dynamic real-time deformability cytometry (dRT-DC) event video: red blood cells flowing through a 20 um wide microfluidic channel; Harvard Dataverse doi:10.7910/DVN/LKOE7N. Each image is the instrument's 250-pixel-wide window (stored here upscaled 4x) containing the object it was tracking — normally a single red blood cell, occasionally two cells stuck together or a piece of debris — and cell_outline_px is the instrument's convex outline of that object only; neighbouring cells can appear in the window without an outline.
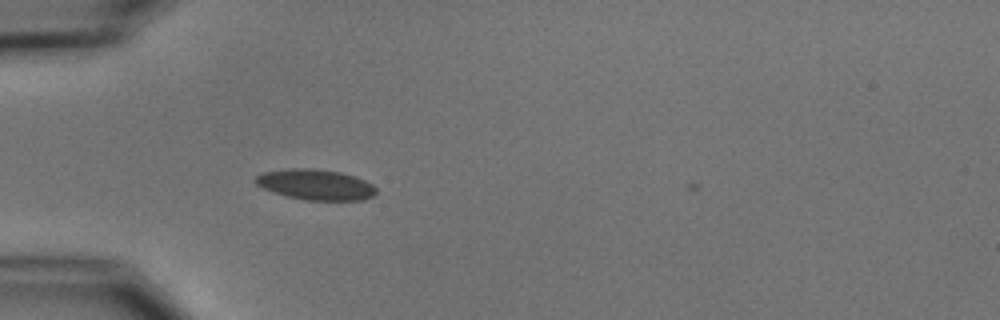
{"species": "common noctule bat (a hibernating species)", "species_latin": "Nyctalus noctula", "temperature_condition": "cold", "stored_images_in_passage": 4, "camera_frame_rate_fps": 3000, "um_per_image_px": 0.085, "animal": {"sex": "male", "body_mass_g": 15.6}, "frame": {"image": 1, "passage_image": 3, "time_ms": 0.667, "image_size_px": [1000, 320], "cell_outline_px": [[376, 192], [372, 196], [364, 200], [304, 200], [288, 196], [264, 188], [256, 184], [252, 180], [256, 176], [264, 172], [288, 168], [312, 168], [340, 172], [364, 180], [372, 184], [376, 188]], "centroid_in_image_um": [26.82, 15.69], "position_along_channel_um": 58.2, "area_um2": 21.33}}